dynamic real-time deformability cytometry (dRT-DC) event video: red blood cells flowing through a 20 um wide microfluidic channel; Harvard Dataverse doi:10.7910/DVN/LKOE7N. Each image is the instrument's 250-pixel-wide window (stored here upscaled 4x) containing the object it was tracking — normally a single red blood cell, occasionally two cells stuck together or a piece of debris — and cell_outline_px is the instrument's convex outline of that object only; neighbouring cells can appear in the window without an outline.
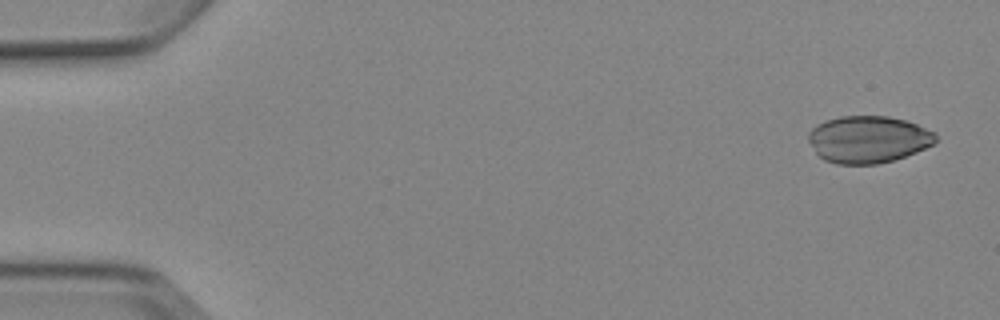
{"species": "Egyptian fruit bat (a non-hibernating species)", "species_latin": "Rousettus aegyptiacus", "temperature_condition": "cold", "stored_images_in_passage": 8, "camera_frame_rate_fps": 3000, "um_per_image_px": 0.085, "animal": {"sex": "female"}, "frame": {"image": 1, "passage_image": 1, "time_ms": 0.0, "image_size_px": [1000, 320], "cell_outline_px": [[936, 140], [932, 144], [916, 152], [892, 160], [876, 164], [836, 164], [824, 160], [816, 152], [808, 140], [808, 132], [816, 124], [840, 116], [888, 116], [904, 120], [916, 124], [936, 132]], "centroid_in_image_um": [73.78, 11.84], "position_along_channel_um": 11.2, "area_um2": 34.74}}